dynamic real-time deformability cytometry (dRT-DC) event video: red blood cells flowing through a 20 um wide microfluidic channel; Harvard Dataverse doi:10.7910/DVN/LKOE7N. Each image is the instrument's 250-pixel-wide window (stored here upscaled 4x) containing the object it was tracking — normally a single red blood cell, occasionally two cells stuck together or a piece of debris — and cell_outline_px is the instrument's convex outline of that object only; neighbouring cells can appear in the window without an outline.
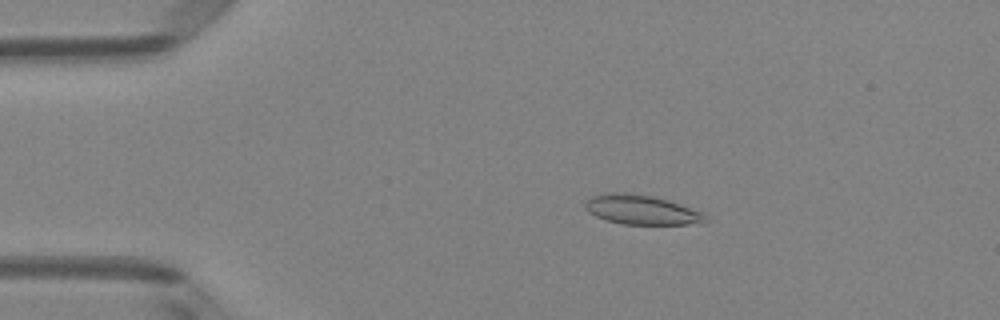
{"species": "Egyptian fruit bat (a non-hibernating species)", "species_latin": "Rousettus aegyptiacus", "temperature_condition": "room temperature", "stored_images_in_passage": 50, "camera_frame_rate_fps": 3000, "um_per_image_px": 0.085, "animal": {"sex": "female"}, "frame": {"image": 1, "passage_image": 9, "time_ms": 2.667, "image_size_px": [1000, 320], "cell_outline_px": [[708, 220], [688, 224], [624, 224], [608, 220], [596, 216], [588, 212], [584, 208], [584, 204], [592, 196], [612, 192], [624, 192], [652, 196], [668, 200], [680, 204], [700, 212], [708, 216]], "centroid_in_image_um": [54.49, 17.82], "position_along_channel_um": 30.5, "area_um2": 20.35}}
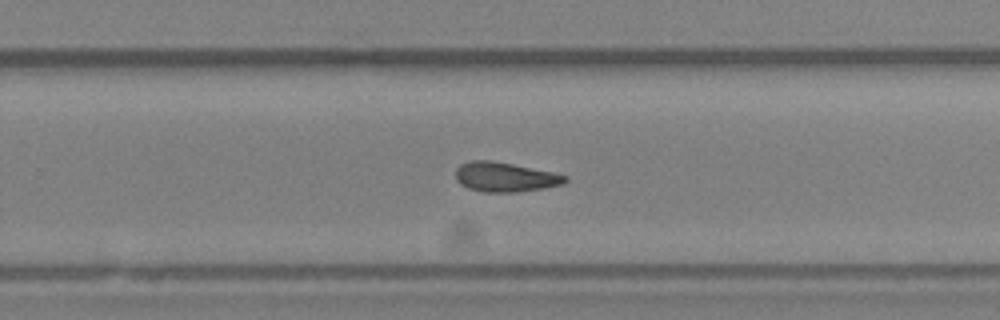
{"frame": {"image": 2, "passage_image": 32, "time_ms": 10.333, "image_size_px": [1000, 320], "cell_outline_px": [[568, 180], [564, 184], [544, 188], [516, 192], [484, 192], [468, 188], [460, 184], [456, 180], [456, 168], [460, 164], [472, 160], [492, 160], [552, 172], [568, 176]], "centroid_in_image_um": [42.92, 15.05], "position_along_channel_um": 286.9, "area_um2": 18.9}}
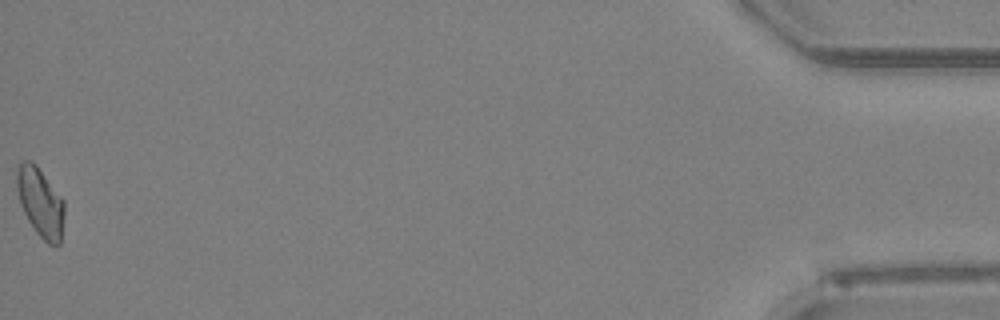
{"frame": {"image": 3, "passage_image": 50, "time_ms": 16.333, "image_size_px": [1000, 320], "cell_outline_px": [[64, 216], [60, 244], [48, 244], [36, 232], [28, 220], [20, 204], [16, 188], [16, 168], [24, 160], [32, 160], [36, 164], [64, 200]], "centroid_in_image_um": [3.42, 17.17], "position_along_channel_um": 431.8, "area_um2": 19.19}, "authors_computed_cell_mechanics": {"area_um2": 19.0162, "velocity_mm_per_s": 4.0491, "shape_relaxation_time_tau1_ms": 5.6109, "shape_relaxation_time_tau2_ms": 3.7564, "deformation_change_tau1": 0.1438, "deformation_change_tau2": 0.1259}}